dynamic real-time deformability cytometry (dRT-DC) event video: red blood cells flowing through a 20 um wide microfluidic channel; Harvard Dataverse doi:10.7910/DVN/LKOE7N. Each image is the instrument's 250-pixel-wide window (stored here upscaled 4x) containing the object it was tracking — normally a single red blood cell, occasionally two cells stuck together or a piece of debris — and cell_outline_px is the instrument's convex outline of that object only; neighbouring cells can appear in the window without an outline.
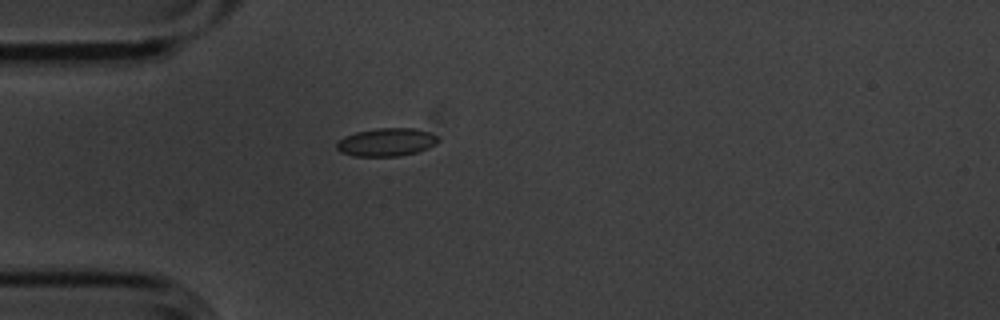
{"species": "common noctule bat (a hibernating species)", "species_latin": "Nyctalus noctula", "temperature_condition": "cold", "stored_images_in_passage": 6, "camera_frame_rate_fps": 3000, "um_per_image_px": 0.085, "animal": {"sex": "male", "body_mass_g": 20.1, "forearm_length_mm": 53.5}, "frame": {"image": 1, "passage_image": 6, "time_ms": 1.667, "image_size_px": [1000, 320], "cell_outline_px": [[440, 140], [436, 144], [428, 148], [416, 152], [396, 156], [352, 156], [340, 152], [336, 148], [336, 144], [344, 136], [356, 132], [376, 128], [416, 128], [428, 132], [436, 136]], "centroid_in_image_um": [32.83, 12.08], "position_along_channel_um": 52.2, "area_um2": 16.59}}